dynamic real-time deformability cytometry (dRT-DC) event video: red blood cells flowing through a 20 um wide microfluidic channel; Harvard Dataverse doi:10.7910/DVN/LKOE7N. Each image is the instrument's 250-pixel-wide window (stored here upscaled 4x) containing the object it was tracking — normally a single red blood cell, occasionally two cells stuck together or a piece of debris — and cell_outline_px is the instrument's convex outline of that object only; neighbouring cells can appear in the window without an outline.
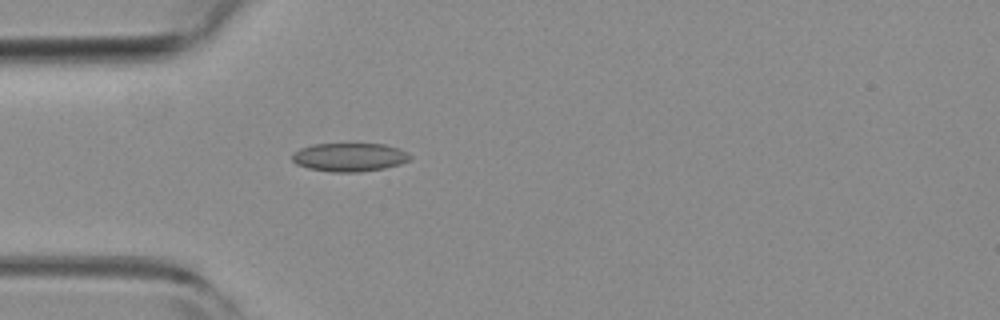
{"species": "common noctule bat (a hibernating species)", "species_latin": "Nyctalus noctula", "temperature_condition": "room temperature", "stored_images_in_passage": 3, "camera_frame_rate_fps": 3000, "um_per_image_px": 0.085, "animal": {"sex": "female", "body_mass_g": 19.3, "forearm_length_mm": 54.1}, "frame": {"image": 1, "passage_image": 3, "time_ms": 0.667, "image_size_px": [1000, 320], "cell_outline_px": [[412, 156], [408, 160], [400, 164], [384, 168], [360, 172], [332, 172], [308, 168], [296, 164], [292, 160], [292, 156], [300, 148], [312, 144], [384, 144], [400, 148], [408, 152]], "centroid_in_image_um": [29.72, 13.36], "position_along_channel_um": 55.3, "area_um2": 19.59}}